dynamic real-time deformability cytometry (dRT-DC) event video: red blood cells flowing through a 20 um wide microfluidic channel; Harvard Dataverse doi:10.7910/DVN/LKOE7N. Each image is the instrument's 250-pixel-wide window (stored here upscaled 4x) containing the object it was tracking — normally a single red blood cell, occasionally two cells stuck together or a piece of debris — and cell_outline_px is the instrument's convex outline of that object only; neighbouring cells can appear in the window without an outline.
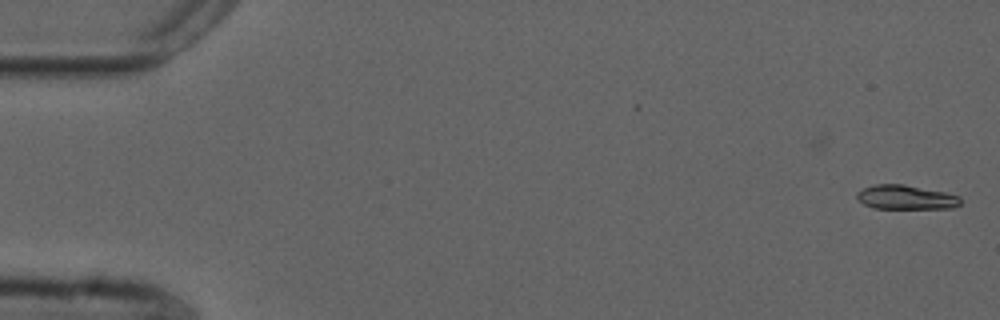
{"species": "common noctule bat (a hibernating species)", "species_latin": "Nyctalus noctula", "temperature_condition": "cold", "stored_images_in_passage": 2, "camera_frame_rate_fps": 3000, "um_per_image_px": 0.085, "animal": {"sex": "male", "forearm_length_mm": 52.5}, "frame": {"image": 1, "passage_image": 2, "time_ms": 0.333, "image_size_px": [1000, 320], "cell_outline_px": [[960, 204], [952, 208], [872, 208], [864, 204], [856, 196], [856, 192], [864, 188], [876, 184], [904, 184], [944, 192], [960, 196]], "centroid_in_image_um": [76.99, 16.76], "position_along_channel_um": 8.0, "area_um2": 14.51}}